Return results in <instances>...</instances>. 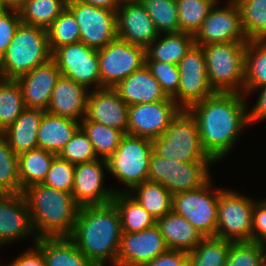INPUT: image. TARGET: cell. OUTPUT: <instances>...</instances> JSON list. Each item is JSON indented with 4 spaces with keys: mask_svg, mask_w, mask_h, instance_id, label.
I'll return each mask as SVG.
<instances>
[{
    "mask_svg": "<svg viewBox=\"0 0 266 266\" xmlns=\"http://www.w3.org/2000/svg\"><path fill=\"white\" fill-rule=\"evenodd\" d=\"M66 7L74 15L80 41L96 50L104 48L117 37L116 11L95 7L78 0H67Z\"/></svg>",
    "mask_w": 266,
    "mask_h": 266,
    "instance_id": "5bb4252c",
    "label": "cell"
},
{
    "mask_svg": "<svg viewBox=\"0 0 266 266\" xmlns=\"http://www.w3.org/2000/svg\"><path fill=\"white\" fill-rule=\"evenodd\" d=\"M146 48V60H157L178 65L180 60L195 44L194 36L189 33H165Z\"/></svg>",
    "mask_w": 266,
    "mask_h": 266,
    "instance_id": "f1b7e54d",
    "label": "cell"
},
{
    "mask_svg": "<svg viewBox=\"0 0 266 266\" xmlns=\"http://www.w3.org/2000/svg\"><path fill=\"white\" fill-rule=\"evenodd\" d=\"M179 86L172 99L182 110L215 94L211 87L201 46L193 45L178 63Z\"/></svg>",
    "mask_w": 266,
    "mask_h": 266,
    "instance_id": "7c38bea8",
    "label": "cell"
},
{
    "mask_svg": "<svg viewBox=\"0 0 266 266\" xmlns=\"http://www.w3.org/2000/svg\"><path fill=\"white\" fill-rule=\"evenodd\" d=\"M56 156L52 152L39 148L18 155L20 193L32 185L43 183Z\"/></svg>",
    "mask_w": 266,
    "mask_h": 266,
    "instance_id": "4dcf8cb0",
    "label": "cell"
},
{
    "mask_svg": "<svg viewBox=\"0 0 266 266\" xmlns=\"http://www.w3.org/2000/svg\"><path fill=\"white\" fill-rule=\"evenodd\" d=\"M181 110L171 97L128 106L127 134L153 141L163 134Z\"/></svg>",
    "mask_w": 266,
    "mask_h": 266,
    "instance_id": "2e32d148",
    "label": "cell"
},
{
    "mask_svg": "<svg viewBox=\"0 0 266 266\" xmlns=\"http://www.w3.org/2000/svg\"><path fill=\"white\" fill-rule=\"evenodd\" d=\"M113 89L128 106L169 98L146 65L120 81Z\"/></svg>",
    "mask_w": 266,
    "mask_h": 266,
    "instance_id": "cb8c5ba5",
    "label": "cell"
},
{
    "mask_svg": "<svg viewBox=\"0 0 266 266\" xmlns=\"http://www.w3.org/2000/svg\"><path fill=\"white\" fill-rule=\"evenodd\" d=\"M126 193L156 220L172 210L173 194L160 183L144 181Z\"/></svg>",
    "mask_w": 266,
    "mask_h": 266,
    "instance_id": "f546056e",
    "label": "cell"
},
{
    "mask_svg": "<svg viewBox=\"0 0 266 266\" xmlns=\"http://www.w3.org/2000/svg\"><path fill=\"white\" fill-rule=\"evenodd\" d=\"M47 36L51 53L58 47L80 41L78 23L67 7L47 28Z\"/></svg>",
    "mask_w": 266,
    "mask_h": 266,
    "instance_id": "60d3db41",
    "label": "cell"
},
{
    "mask_svg": "<svg viewBox=\"0 0 266 266\" xmlns=\"http://www.w3.org/2000/svg\"><path fill=\"white\" fill-rule=\"evenodd\" d=\"M27 0H1L4 10L19 11Z\"/></svg>",
    "mask_w": 266,
    "mask_h": 266,
    "instance_id": "db71d44e",
    "label": "cell"
},
{
    "mask_svg": "<svg viewBox=\"0 0 266 266\" xmlns=\"http://www.w3.org/2000/svg\"><path fill=\"white\" fill-rule=\"evenodd\" d=\"M119 4H126V3H141L142 0H118Z\"/></svg>",
    "mask_w": 266,
    "mask_h": 266,
    "instance_id": "9f6ffc18",
    "label": "cell"
},
{
    "mask_svg": "<svg viewBox=\"0 0 266 266\" xmlns=\"http://www.w3.org/2000/svg\"><path fill=\"white\" fill-rule=\"evenodd\" d=\"M47 29L21 23L0 58V77L17 79L51 59Z\"/></svg>",
    "mask_w": 266,
    "mask_h": 266,
    "instance_id": "277c9868",
    "label": "cell"
},
{
    "mask_svg": "<svg viewBox=\"0 0 266 266\" xmlns=\"http://www.w3.org/2000/svg\"><path fill=\"white\" fill-rule=\"evenodd\" d=\"M61 73L52 59L18 77L25 108L46 111Z\"/></svg>",
    "mask_w": 266,
    "mask_h": 266,
    "instance_id": "7402d4cb",
    "label": "cell"
},
{
    "mask_svg": "<svg viewBox=\"0 0 266 266\" xmlns=\"http://www.w3.org/2000/svg\"><path fill=\"white\" fill-rule=\"evenodd\" d=\"M246 45L226 42L201 46L208 80L215 92L243 94Z\"/></svg>",
    "mask_w": 266,
    "mask_h": 266,
    "instance_id": "5b68a950",
    "label": "cell"
},
{
    "mask_svg": "<svg viewBox=\"0 0 266 266\" xmlns=\"http://www.w3.org/2000/svg\"><path fill=\"white\" fill-rule=\"evenodd\" d=\"M101 88H113L145 65L146 48L116 37L98 49Z\"/></svg>",
    "mask_w": 266,
    "mask_h": 266,
    "instance_id": "8fae6325",
    "label": "cell"
},
{
    "mask_svg": "<svg viewBox=\"0 0 266 266\" xmlns=\"http://www.w3.org/2000/svg\"><path fill=\"white\" fill-rule=\"evenodd\" d=\"M82 121H94L127 133L128 105L113 88L89 90L86 116Z\"/></svg>",
    "mask_w": 266,
    "mask_h": 266,
    "instance_id": "ffe728a7",
    "label": "cell"
},
{
    "mask_svg": "<svg viewBox=\"0 0 266 266\" xmlns=\"http://www.w3.org/2000/svg\"><path fill=\"white\" fill-rule=\"evenodd\" d=\"M231 241L218 237H204L188 253L193 266H225Z\"/></svg>",
    "mask_w": 266,
    "mask_h": 266,
    "instance_id": "74e56055",
    "label": "cell"
},
{
    "mask_svg": "<svg viewBox=\"0 0 266 266\" xmlns=\"http://www.w3.org/2000/svg\"><path fill=\"white\" fill-rule=\"evenodd\" d=\"M8 266H46L42 252L34 245L12 260Z\"/></svg>",
    "mask_w": 266,
    "mask_h": 266,
    "instance_id": "f907efd6",
    "label": "cell"
},
{
    "mask_svg": "<svg viewBox=\"0 0 266 266\" xmlns=\"http://www.w3.org/2000/svg\"><path fill=\"white\" fill-rule=\"evenodd\" d=\"M88 93L89 90L84 85L60 75L46 112L81 122L86 116Z\"/></svg>",
    "mask_w": 266,
    "mask_h": 266,
    "instance_id": "603a6c76",
    "label": "cell"
},
{
    "mask_svg": "<svg viewBox=\"0 0 266 266\" xmlns=\"http://www.w3.org/2000/svg\"><path fill=\"white\" fill-rule=\"evenodd\" d=\"M214 163L170 161L153 151L149 160L148 181L162 184L173 195L194 190L211 178L209 166Z\"/></svg>",
    "mask_w": 266,
    "mask_h": 266,
    "instance_id": "9c48e42d",
    "label": "cell"
},
{
    "mask_svg": "<svg viewBox=\"0 0 266 266\" xmlns=\"http://www.w3.org/2000/svg\"><path fill=\"white\" fill-rule=\"evenodd\" d=\"M82 3L93 5L95 7L104 8L107 10L117 11L119 7L118 0H78Z\"/></svg>",
    "mask_w": 266,
    "mask_h": 266,
    "instance_id": "f5cc1de1",
    "label": "cell"
},
{
    "mask_svg": "<svg viewBox=\"0 0 266 266\" xmlns=\"http://www.w3.org/2000/svg\"><path fill=\"white\" fill-rule=\"evenodd\" d=\"M211 183L210 178L197 189L173 195L172 210L188 220L203 237L216 235L218 199L224 190V188L212 189Z\"/></svg>",
    "mask_w": 266,
    "mask_h": 266,
    "instance_id": "ba28073f",
    "label": "cell"
},
{
    "mask_svg": "<svg viewBox=\"0 0 266 266\" xmlns=\"http://www.w3.org/2000/svg\"><path fill=\"white\" fill-rule=\"evenodd\" d=\"M242 28L250 40L266 39V0H236Z\"/></svg>",
    "mask_w": 266,
    "mask_h": 266,
    "instance_id": "8d00e7d4",
    "label": "cell"
},
{
    "mask_svg": "<svg viewBox=\"0 0 266 266\" xmlns=\"http://www.w3.org/2000/svg\"><path fill=\"white\" fill-rule=\"evenodd\" d=\"M34 245L42 252L46 266H96L69 237H42Z\"/></svg>",
    "mask_w": 266,
    "mask_h": 266,
    "instance_id": "83f0119b",
    "label": "cell"
},
{
    "mask_svg": "<svg viewBox=\"0 0 266 266\" xmlns=\"http://www.w3.org/2000/svg\"><path fill=\"white\" fill-rule=\"evenodd\" d=\"M117 37L147 48L158 36L152 19L141 3L120 4L116 11Z\"/></svg>",
    "mask_w": 266,
    "mask_h": 266,
    "instance_id": "44dd1931",
    "label": "cell"
},
{
    "mask_svg": "<svg viewBox=\"0 0 266 266\" xmlns=\"http://www.w3.org/2000/svg\"><path fill=\"white\" fill-rule=\"evenodd\" d=\"M71 164H81L99 159L85 132L79 128L58 155Z\"/></svg>",
    "mask_w": 266,
    "mask_h": 266,
    "instance_id": "7bdbcfd3",
    "label": "cell"
},
{
    "mask_svg": "<svg viewBox=\"0 0 266 266\" xmlns=\"http://www.w3.org/2000/svg\"><path fill=\"white\" fill-rule=\"evenodd\" d=\"M33 230L37 238L69 237L80 210L71 193L35 184L26 188Z\"/></svg>",
    "mask_w": 266,
    "mask_h": 266,
    "instance_id": "3957f363",
    "label": "cell"
},
{
    "mask_svg": "<svg viewBox=\"0 0 266 266\" xmlns=\"http://www.w3.org/2000/svg\"><path fill=\"white\" fill-rule=\"evenodd\" d=\"M254 91L260 92V94L256 99L257 102L253 104L254 106L248 109L249 124L251 125L253 122H259L260 120L264 121V119H266V85L256 90H252L253 93H255Z\"/></svg>",
    "mask_w": 266,
    "mask_h": 266,
    "instance_id": "816d5d0a",
    "label": "cell"
},
{
    "mask_svg": "<svg viewBox=\"0 0 266 266\" xmlns=\"http://www.w3.org/2000/svg\"><path fill=\"white\" fill-rule=\"evenodd\" d=\"M145 65L166 95L172 98L177 93L179 86L178 65L157 60H145Z\"/></svg>",
    "mask_w": 266,
    "mask_h": 266,
    "instance_id": "bcb514c9",
    "label": "cell"
},
{
    "mask_svg": "<svg viewBox=\"0 0 266 266\" xmlns=\"http://www.w3.org/2000/svg\"><path fill=\"white\" fill-rule=\"evenodd\" d=\"M121 236L120 215L110 202L80 207L69 238L96 266H116Z\"/></svg>",
    "mask_w": 266,
    "mask_h": 266,
    "instance_id": "7a4b0ae2",
    "label": "cell"
},
{
    "mask_svg": "<svg viewBox=\"0 0 266 266\" xmlns=\"http://www.w3.org/2000/svg\"><path fill=\"white\" fill-rule=\"evenodd\" d=\"M153 152L152 140L125 134L116 151L107 159L108 173L126 185L128 192L134 186L148 181L149 160Z\"/></svg>",
    "mask_w": 266,
    "mask_h": 266,
    "instance_id": "52a82bcc",
    "label": "cell"
},
{
    "mask_svg": "<svg viewBox=\"0 0 266 266\" xmlns=\"http://www.w3.org/2000/svg\"><path fill=\"white\" fill-rule=\"evenodd\" d=\"M216 2L202 26L194 35V43L205 46L213 43L248 42L241 20V11L236 0H228L226 5L216 7Z\"/></svg>",
    "mask_w": 266,
    "mask_h": 266,
    "instance_id": "9a60e30c",
    "label": "cell"
},
{
    "mask_svg": "<svg viewBox=\"0 0 266 266\" xmlns=\"http://www.w3.org/2000/svg\"><path fill=\"white\" fill-rule=\"evenodd\" d=\"M153 151L177 162H214L205 152L195 118L181 110L163 134L152 141Z\"/></svg>",
    "mask_w": 266,
    "mask_h": 266,
    "instance_id": "8992f818",
    "label": "cell"
},
{
    "mask_svg": "<svg viewBox=\"0 0 266 266\" xmlns=\"http://www.w3.org/2000/svg\"><path fill=\"white\" fill-rule=\"evenodd\" d=\"M255 200L224 189L219 194L215 237L232 242L252 241V218Z\"/></svg>",
    "mask_w": 266,
    "mask_h": 266,
    "instance_id": "30bf717a",
    "label": "cell"
},
{
    "mask_svg": "<svg viewBox=\"0 0 266 266\" xmlns=\"http://www.w3.org/2000/svg\"><path fill=\"white\" fill-rule=\"evenodd\" d=\"M167 250L156 224L140 232L122 233L116 266H142Z\"/></svg>",
    "mask_w": 266,
    "mask_h": 266,
    "instance_id": "ac0fdd59",
    "label": "cell"
},
{
    "mask_svg": "<svg viewBox=\"0 0 266 266\" xmlns=\"http://www.w3.org/2000/svg\"><path fill=\"white\" fill-rule=\"evenodd\" d=\"M79 128V121L45 111L38 129V148L59 155Z\"/></svg>",
    "mask_w": 266,
    "mask_h": 266,
    "instance_id": "4316f807",
    "label": "cell"
},
{
    "mask_svg": "<svg viewBox=\"0 0 266 266\" xmlns=\"http://www.w3.org/2000/svg\"><path fill=\"white\" fill-rule=\"evenodd\" d=\"M252 241L263 245L266 244V199L254 203Z\"/></svg>",
    "mask_w": 266,
    "mask_h": 266,
    "instance_id": "c3c4849f",
    "label": "cell"
},
{
    "mask_svg": "<svg viewBox=\"0 0 266 266\" xmlns=\"http://www.w3.org/2000/svg\"><path fill=\"white\" fill-rule=\"evenodd\" d=\"M80 128L91 141L97 157L106 160L116 151L125 135L123 131L94 121H81Z\"/></svg>",
    "mask_w": 266,
    "mask_h": 266,
    "instance_id": "836d02e7",
    "label": "cell"
},
{
    "mask_svg": "<svg viewBox=\"0 0 266 266\" xmlns=\"http://www.w3.org/2000/svg\"><path fill=\"white\" fill-rule=\"evenodd\" d=\"M21 23L19 11L3 10L0 13V58L6 52Z\"/></svg>",
    "mask_w": 266,
    "mask_h": 266,
    "instance_id": "7dc6e473",
    "label": "cell"
},
{
    "mask_svg": "<svg viewBox=\"0 0 266 266\" xmlns=\"http://www.w3.org/2000/svg\"><path fill=\"white\" fill-rule=\"evenodd\" d=\"M112 202L120 215L122 233L140 232L156 224V219L126 192L115 193Z\"/></svg>",
    "mask_w": 266,
    "mask_h": 266,
    "instance_id": "1f68e13d",
    "label": "cell"
},
{
    "mask_svg": "<svg viewBox=\"0 0 266 266\" xmlns=\"http://www.w3.org/2000/svg\"><path fill=\"white\" fill-rule=\"evenodd\" d=\"M67 0H27L19 10L26 25L47 29L66 8Z\"/></svg>",
    "mask_w": 266,
    "mask_h": 266,
    "instance_id": "e575fe53",
    "label": "cell"
},
{
    "mask_svg": "<svg viewBox=\"0 0 266 266\" xmlns=\"http://www.w3.org/2000/svg\"><path fill=\"white\" fill-rule=\"evenodd\" d=\"M265 253L266 245L254 241H231L225 266H255Z\"/></svg>",
    "mask_w": 266,
    "mask_h": 266,
    "instance_id": "ee69618b",
    "label": "cell"
},
{
    "mask_svg": "<svg viewBox=\"0 0 266 266\" xmlns=\"http://www.w3.org/2000/svg\"><path fill=\"white\" fill-rule=\"evenodd\" d=\"M5 194V192L0 188V196Z\"/></svg>",
    "mask_w": 266,
    "mask_h": 266,
    "instance_id": "680465c9",
    "label": "cell"
},
{
    "mask_svg": "<svg viewBox=\"0 0 266 266\" xmlns=\"http://www.w3.org/2000/svg\"><path fill=\"white\" fill-rule=\"evenodd\" d=\"M4 10L3 6H2V3H1V0H0V13Z\"/></svg>",
    "mask_w": 266,
    "mask_h": 266,
    "instance_id": "6f0895ef",
    "label": "cell"
},
{
    "mask_svg": "<svg viewBox=\"0 0 266 266\" xmlns=\"http://www.w3.org/2000/svg\"><path fill=\"white\" fill-rule=\"evenodd\" d=\"M245 97L216 92L188 109L197 122L202 147L215 163L228 155L241 132L250 125Z\"/></svg>",
    "mask_w": 266,
    "mask_h": 266,
    "instance_id": "6da1fadb",
    "label": "cell"
},
{
    "mask_svg": "<svg viewBox=\"0 0 266 266\" xmlns=\"http://www.w3.org/2000/svg\"><path fill=\"white\" fill-rule=\"evenodd\" d=\"M31 235L38 240L32 226L27 201L23 193L0 196V247Z\"/></svg>",
    "mask_w": 266,
    "mask_h": 266,
    "instance_id": "d6986e66",
    "label": "cell"
},
{
    "mask_svg": "<svg viewBox=\"0 0 266 266\" xmlns=\"http://www.w3.org/2000/svg\"><path fill=\"white\" fill-rule=\"evenodd\" d=\"M142 266H193L188 253L179 250L168 249L165 253L154 258Z\"/></svg>",
    "mask_w": 266,
    "mask_h": 266,
    "instance_id": "681fc988",
    "label": "cell"
},
{
    "mask_svg": "<svg viewBox=\"0 0 266 266\" xmlns=\"http://www.w3.org/2000/svg\"><path fill=\"white\" fill-rule=\"evenodd\" d=\"M22 90L16 79L0 77V133L8 128L23 112Z\"/></svg>",
    "mask_w": 266,
    "mask_h": 266,
    "instance_id": "d590c367",
    "label": "cell"
},
{
    "mask_svg": "<svg viewBox=\"0 0 266 266\" xmlns=\"http://www.w3.org/2000/svg\"><path fill=\"white\" fill-rule=\"evenodd\" d=\"M75 165L61 159L58 155L53 159L46 174L43 185L67 193H72Z\"/></svg>",
    "mask_w": 266,
    "mask_h": 266,
    "instance_id": "f6af8a7d",
    "label": "cell"
},
{
    "mask_svg": "<svg viewBox=\"0 0 266 266\" xmlns=\"http://www.w3.org/2000/svg\"><path fill=\"white\" fill-rule=\"evenodd\" d=\"M164 241L171 250L191 252L204 238L184 217L173 210L156 220Z\"/></svg>",
    "mask_w": 266,
    "mask_h": 266,
    "instance_id": "d4e9b609",
    "label": "cell"
},
{
    "mask_svg": "<svg viewBox=\"0 0 266 266\" xmlns=\"http://www.w3.org/2000/svg\"><path fill=\"white\" fill-rule=\"evenodd\" d=\"M45 111L25 108L3 132L9 147L17 155L38 148V129Z\"/></svg>",
    "mask_w": 266,
    "mask_h": 266,
    "instance_id": "484cf974",
    "label": "cell"
},
{
    "mask_svg": "<svg viewBox=\"0 0 266 266\" xmlns=\"http://www.w3.org/2000/svg\"><path fill=\"white\" fill-rule=\"evenodd\" d=\"M141 4L152 19L159 34L179 32L175 0H142Z\"/></svg>",
    "mask_w": 266,
    "mask_h": 266,
    "instance_id": "ab89813d",
    "label": "cell"
},
{
    "mask_svg": "<svg viewBox=\"0 0 266 266\" xmlns=\"http://www.w3.org/2000/svg\"><path fill=\"white\" fill-rule=\"evenodd\" d=\"M51 59L62 76L84 85L88 90L101 89L98 51L82 41L56 48ZM95 87V88H94Z\"/></svg>",
    "mask_w": 266,
    "mask_h": 266,
    "instance_id": "4fadbf2b",
    "label": "cell"
},
{
    "mask_svg": "<svg viewBox=\"0 0 266 266\" xmlns=\"http://www.w3.org/2000/svg\"><path fill=\"white\" fill-rule=\"evenodd\" d=\"M255 266H266V253L260 258Z\"/></svg>",
    "mask_w": 266,
    "mask_h": 266,
    "instance_id": "11a10c76",
    "label": "cell"
},
{
    "mask_svg": "<svg viewBox=\"0 0 266 266\" xmlns=\"http://www.w3.org/2000/svg\"><path fill=\"white\" fill-rule=\"evenodd\" d=\"M105 169L108 171L107 160L101 158L75 165L71 194L80 207L110 203L115 193L121 191L103 185Z\"/></svg>",
    "mask_w": 266,
    "mask_h": 266,
    "instance_id": "e0dca14e",
    "label": "cell"
},
{
    "mask_svg": "<svg viewBox=\"0 0 266 266\" xmlns=\"http://www.w3.org/2000/svg\"><path fill=\"white\" fill-rule=\"evenodd\" d=\"M266 85V39L250 40L245 52L243 94H250Z\"/></svg>",
    "mask_w": 266,
    "mask_h": 266,
    "instance_id": "d6a6232c",
    "label": "cell"
},
{
    "mask_svg": "<svg viewBox=\"0 0 266 266\" xmlns=\"http://www.w3.org/2000/svg\"><path fill=\"white\" fill-rule=\"evenodd\" d=\"M0 188L5 193H20L18 155L9 147L0 133Z\"/></svg>",
    "mask_w": 266,
    "mask_h": 266,
    "instance_id": "b9f144b4",
    "label": "cell"
},
{
    "mask_svg": "<svg viewBox=\"0 0 266 266\" xmlns=\"http://www.w3.org/2000/svg\"><path fill=\"white\" fill-rule=\"evenodd\" d=\"M178 10L179 32L193 36L200 29L209 10L217 0H175Z\"/></svg>",
    "mask_w": 266,
    "mask_h": 266,
    "instance_id": "f35d334b",
    "label": "cell"
}]
</instances>
